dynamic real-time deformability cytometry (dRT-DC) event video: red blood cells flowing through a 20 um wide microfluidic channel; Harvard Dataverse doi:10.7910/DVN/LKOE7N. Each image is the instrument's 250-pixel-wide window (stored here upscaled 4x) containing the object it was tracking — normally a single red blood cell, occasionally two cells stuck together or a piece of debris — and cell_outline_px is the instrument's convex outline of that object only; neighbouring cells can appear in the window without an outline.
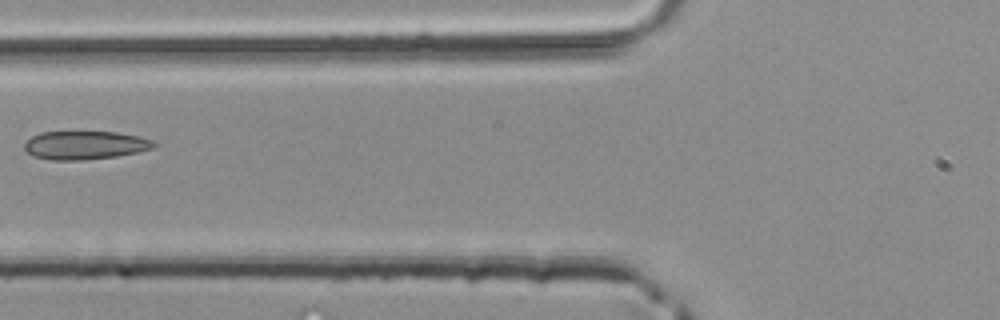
{"species": "common noctule bat (a hibernating species)", "species_latin": "Nyctalus noctula", "temperature_condition": "room temperature", "stored_images_in_passage": 2, "camera_frame_rate_fps": 3000, "um_per_image_px": 0.085, "animal": {"sex": "male", "body_mass_g": 20.4}, "frame": {"image": 1, "passage_image": 2, "time_ms": 0.333, "image_size_px": [1000, 320], "cell_outline_px": [[156, 144], [152, 148], [136, 152], [116, 156], [80, 160], [52, 160], [32, 156], [24, 148], [24, 144], [32, 136], [40, 132], [116, 132], [140, 136], [156, 140]], "centroid_in_image_um": [7.23, 12.33], "position_along_channel_um": 118.6, "area_um2": 21.39}}